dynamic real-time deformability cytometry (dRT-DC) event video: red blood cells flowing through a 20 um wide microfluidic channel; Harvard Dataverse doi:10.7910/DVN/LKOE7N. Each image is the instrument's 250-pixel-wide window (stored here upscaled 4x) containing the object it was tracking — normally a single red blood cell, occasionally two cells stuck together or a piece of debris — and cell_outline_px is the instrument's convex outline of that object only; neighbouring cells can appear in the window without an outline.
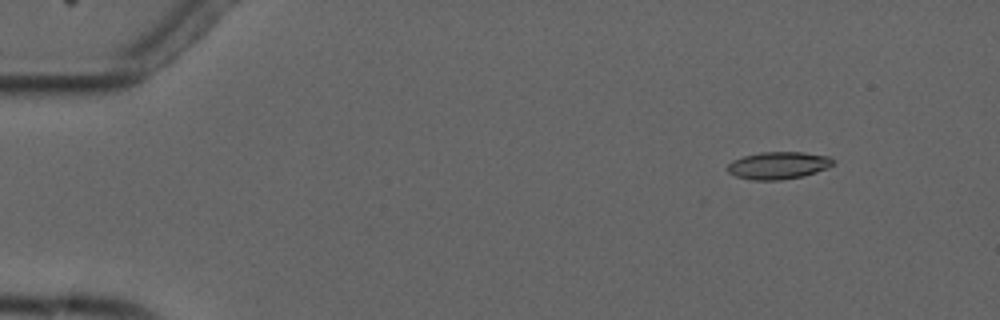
{"species": "common noctule bat (a hibernating species)", "species_latin": "Nyctalus noctula", "temperature_condition": "cold", "stored_images_in_passage": 4, "camera_frame_rate_fps": 3000, "um_per_image_px": 0.085, "animal": {"sex": "male", "forearm_length_mm": 52.5}, "frame": {"image": 1, "passage_image": 2, "time_ms": 1.333, "image_size_px": [1000, 320], "cell_outline_px": [[832, 164], [828, 168], [804, 176], [780, 180], [752, 180], [736, 176], [728, 172], [728, 164], [732, 160], [744, 156], [760, 152], [804, 152], [828, 156], [832, 160]], "centroid_in_image_um": [66.14, 14.06], "position_along_channel_um": 18.9, "area_um2": 16.76}}